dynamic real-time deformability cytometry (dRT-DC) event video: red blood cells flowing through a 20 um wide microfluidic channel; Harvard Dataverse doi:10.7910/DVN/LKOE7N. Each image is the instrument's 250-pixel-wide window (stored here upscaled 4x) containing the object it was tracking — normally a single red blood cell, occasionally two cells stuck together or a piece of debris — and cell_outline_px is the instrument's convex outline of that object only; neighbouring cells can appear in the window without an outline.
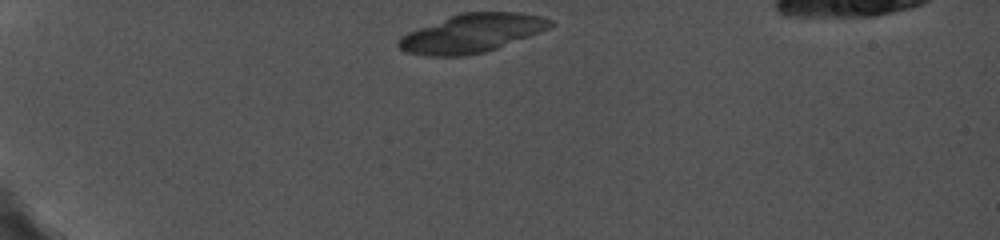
{"species": "common noctule bat (a hibernating species)", "species_latin": "Nyctalus noctula", "temperature_condition": "cold", "stored_images_in_passage": 2, "camera_frame_rate_fps": 5000, "um_per_image_px": 0.085, "animal": {"sex": "female", "body_mass_g": 19.0, "forearm_length_mm": 56.7}, "frame": {"image": 1, "passage_image": 1, "time_ms": 0.0, "image_size_px": [1000, 240], "cell_outline_px": [[556, 24], [552, 28], [496, 48], [484, 52], [464, 56], [424, 56], [404, 52], [396, 44], [396, 40], [400, 36], [416, 28], [460, 12], [520, 12], [540, 16], [552, 20]], "centroid_in_image_um": [40.08, 2.82], "position_along_channel_um": 44.9, "area_um2": 34.45}}